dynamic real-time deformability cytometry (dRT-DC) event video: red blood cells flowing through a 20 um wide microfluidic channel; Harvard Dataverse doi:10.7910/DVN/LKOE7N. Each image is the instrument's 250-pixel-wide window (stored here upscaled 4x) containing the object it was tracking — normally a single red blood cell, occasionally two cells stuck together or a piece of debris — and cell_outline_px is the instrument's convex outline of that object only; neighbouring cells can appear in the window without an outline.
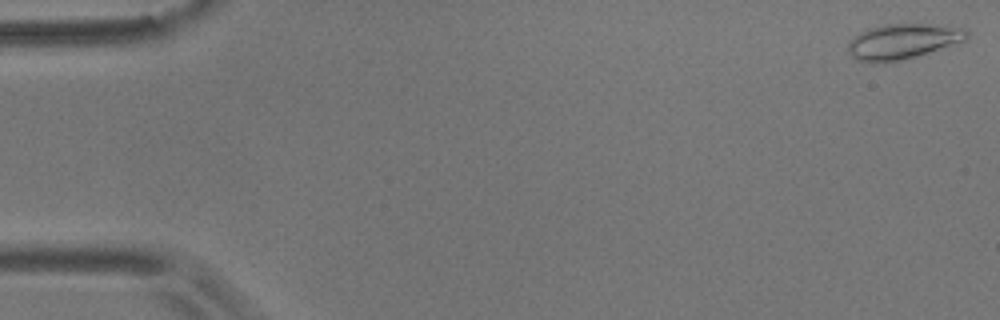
{"species": "common noctule bat (a hibernating species)", "species_latin": "Nyctalus noctula", "temperature_condition": "room temperature", "stored_images_in_passage": 19, "camera_frame_rate_fps": 3000, "um_per_image_px": 0.085, "animal": {"sex": "male", "body_mass_g": 17.9}, "frame": {"image": 1, "passage_image": 1, "time_ms": 0.0, "image_size_px": [1000, 320], "cell_outline_px": [[968, 40], [904, 60], [884, 64], [872, 64], [856, 60], [848, 52], [848, 40], [852, 36], [868, 28], [880, 24], [944, 24], [964, 28], [968, 32]], "centroid_in_image_um": [76.71, 3.53], "position_along_channel_um": 8.3, "area_um2": 25.26}}
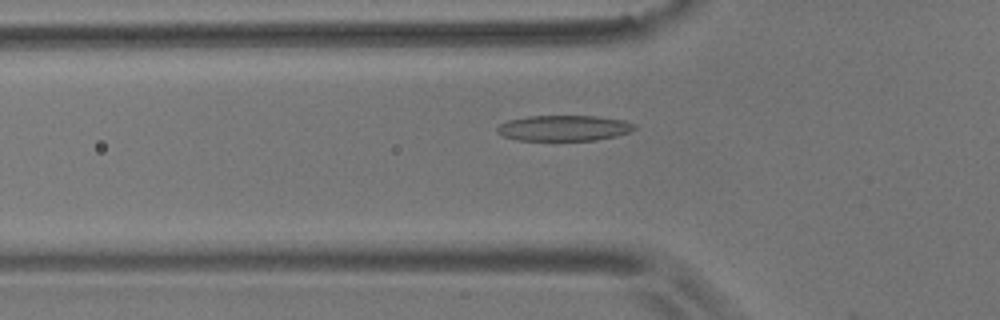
{"frame": {"image": 2, "passage_image": 18, "time_ms": 5.667, "image_size_px": [1000, 320], "cell_outline_px": [[636, 128], [628, 132], [616, 136], [596, 140], [516, 140], [504, 136], [496, 132], [496, 128], [500, 124], [508, 120], [528, 116], [596, 116], [624, 120], [636, 124]], "centroid_in_image_um": [47.93, 10.88], "position_along_channel_um": 77.9, "area_um2": 20.52}}